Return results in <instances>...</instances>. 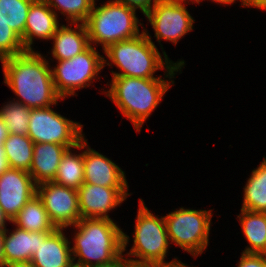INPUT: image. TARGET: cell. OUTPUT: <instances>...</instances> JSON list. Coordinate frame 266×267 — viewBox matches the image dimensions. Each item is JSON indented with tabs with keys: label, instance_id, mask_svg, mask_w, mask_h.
<instances>
[{
	"label": "cell",
	"instance_id": "1",
	"mask_svg": "<svg viewBox=\"0 0 266 267\" xmlns=\"http://www.w3.org/2000/svg\"><path fill=\"white\" fill-rule=\"evenodd\" d=\"M4 83L20 97L15 102L30 109L56 105L62 99L56 92L52 68L40 53L33 50L1 60Z\"/></svg>",
	"mask_w": 266,
	"mask_h": 267
},
{
	"label": "cell",
	"instance_id": "2",
	"mask_svg": "<svg viewBox=\"0 0 266 267\" xmlns=\"http://www.w3.org/2000/svg\"><path fill=\"white\" fill-rule=\"evenodd\" d=\"M74 227L78 229L71 248L74 267L111 263L123 255L129 242V236L112 219L82 218Z\"/></svg>",
	"mask_w": 266,
	"mask_h": 267
},
{
	"label": "cell",
	"instance_id": "3",
	"mask_svg": "<svg viewBox=\"0 0 266 267\" xmlns=\"http://www.w3.org/2000/svg\"><path fill=\"white\" fill-rule=\"evenodd\" d=\"M104 53L117 68L121 69L119 73L112 71L113 76L161 78L153 75L157 70L166 68L165 77L171 79L176 74L175 72L181 71V67L185 64L184 60L172 63L165 51L163 52L165 61H163L164 59L145 29L136 37L109 45Z\"/></svg>",
	"mask_w": 266,
	"mask_h": 267
},
{
	"label": "cell",
	"instance_id": "4",
	"mask_svg": "<svg viewBox=\"0 0 266 267\" xmlns=\"http://www.w3.org/2000/svg\"><path fill=\"white\" fill-rule=\"evenodd\" d=\"M174 83L162 78L142 79L136 77L113 76L106 96L116 104L140 132L145 120L157 108L162 97Z\"/></svg>",
	"mask_w": 266,
	"mask_h": 267
},
{
	"label": "cell",
	"instance_id": "5",
	"mask_svg": "<svg viewBox=\"0 0 266 267\" xmlns=\"http://www.w3.org/2000/svg\"><path fill=\"white\" fill-rule=\"evenodd\" d=\"M93 4L90 15L84 22L90 45H109L140 35L136 9L117 1H109L100 7Z\"/></svg>",
	"mask_w": 266,
	"mask_h": 267
},
{
	"label": "cell",
	"instance_id": "6",
	"mask_svg": "<svg viewBox=\"0 0 266 267\" xmlns=\"http://www.w3.org/2000/svg\"><path fill=\"white\" fill-rule=\"evenodd\" d=\"M136 218L134 244L127 253L128 256L139 257V260L129 259L131 263L149 264L153 262H165L170 244L166 231L164 217L153 215L145 206L142 199L139 202Z\"/></svg>",
	"mask_w": 266,
	"mask_h": 267
},
{
	"label": "cell",
	"instance_id": "7",
	"mask_svg": "<svg viewBox=\"0 0 266 267\" xmlns=\"http://www.w3.org/2000/svg\"><path fill=\"white\" fill-rule=\"evenodd\" d=\"M79 122L68 120L52 108L31 109L28 136L34 143H57L69 148L84 149L88 146ZM87 145V146H86Z\"/></svg>",
	"mask_w": 266,
	"mask_h": 267
},
{
	"label": "cell",
	"instance_id": "8",
	"mask_svg": "<svg viewBox=\"0 0 266 267\" xmlns=\"http://www.w3.org/2000/svg\"><path fill=\"white\" fill-rule=\"evenodd\" d=\"M211 210L180 208L164 216L169 240L192 256L203 253L209 242Z\"/></svg>",
	"mask_w": 266,
	"mask_h": 267
},
{
	"label": "cell",
	"instance_id": "9",
	"mask_svg": "<svg viewBox=\"0 0 266 267\" xmlns=\"http://www.w3.org/2000/svg\"><path fill=\"white\" fill-rule=\"evenodd\" d=\"M106 61L92 45L71 59L58 61V65L51 69L57 94L65 99L75 95V90L89 87L105 64L112 65Z\"/></svg>",
	"mask_w": 266,
	"mask_h": 267
},
{
	"label": "cell",
	"instance_id": "10",
	"mask_svg": "<svg viewBox=\"0 0 266 267\" xmlns=\"http://www.w3.org/2000/svg\"><path fill=\"white\" fill-rule=\"evenodd\" d=\"M185 3L179 0H159L144 15L152 25L159 43L164 39L177 44L181 37L193 30L195 20L186 10Z\"/></svg>",
	"mask_w": 266,
	"mask_h": 267
},
{
	"label": "cell",
	"instance_id": "11",
	"mask_svg": "<svg viewBox=\"0 0 266 267\" xmlns=\"http://www.w3.org/2000/svg\"><path fill=\"white\" fill-rule=\"evenodd\" d=\"M36 194L57 229L74 226L82 219L77 190L49 181L36 185Z\"/></svg>",
	"mask_w": 266,
	"mask_h": 267
},
{
	"label": "cell",
	"instance_id": "12",
	"mask_svg": "<svg viewBox=\"0 0 266 267\" xmlns=\"http://www.w3.org/2000/svg\"><path fill=\"white\" fill-rule=\"evenodd\" d=\"M128 187H104L83 183L78 191L81 218L111 219L108 212L119 206L130 194Z\"/></svg>",
	"mask_w": 266,
	"mask_h": 267
},
{
	"label": "cell",
	"instance_id": "13",
	"mask_svg": "<svg viewBox=\"0 0 266 267\" xmlns=\"http://www.w3.org/2000/svg\"><path fill=\"white\" fill-rule=\"evenodd\" d=\"M34 195L36 184L28 171L9 168L0 175V205L11 221Z\"/></svg>",
	"mask_w": 266,
	"mask_h": 267
},
{
	"label": "cell",
	"instance_id": "14",
	"mask_svg": "<svg viewBox=\"0 0 266 267\" xmlns=\"http://www.w3.org/2000/svg\"><path fill=\"white\" fill-rule=\"evenodd\" d=\"M84 183L104 187H128L124 171L112 160L91 149L83 152Z\"/></svg>",
	"mask_w": 266,
	"mask_h": 267
},
{
	"label": "cell",
	"instance_id": "15",
	"mask_svg": "<svg viewBox=\"0 0 266 267\" xmlns=\"http://www.w3.org/2000/svg\"><path fill=\"white\" fill-rule=\"evenodd\" d=\"M62 230L56 229L44 240H39L37 252L30 260L35 267H74L71 242Z\"/></svg>",
	"mask_w": 266,
	"mask_h": 267
},
{
	"label": "cell",
	"instance_id": "16",
	"mask_svg": "<svg viewBox=\"0 0 266 267\" xmlns=\"http://www.w3.org/2000/svg\"><path fill=\"white\" fill-rule=\"evenodd\" d=\"M58 22L55 10L42 0H35L29 8L24 35L21 38L25 50H33L31 45L34 37L51 40L60 26Z\"/></svg>",
	"mask_w": 266,
	"mask_h": 267
},
{
	"label": "cell",
	"instance_id": "17",
	"mask_svg": "<svg viewBox=\"0 0 266 267\" xmlns=\"http://www.w3.org/2000/svg\"><path fill=\"white\" fill-rule=\"evenodd\" d=\"M50 233L52 232H30L16 227L8 234L6 229L3 243L4 265L30 262L32 255L37 252L39 240H44Z\"/></svg>",
	"mask_w": 266,
	"mask_h": 267
},
{
	"label": "cell",
	"instance_id": "18",
	"mask_svg": "<svg viewBox=\"0 0 266 267\" xmlns=\"http://www.w3.org/2000/svg\"><path fill=\"white\" fill-rule=\"evenodd\" d=\"M67 149L65 145L57 143L34 144L29 174L36 185L54 180L61 158Z\"/></svg>",
	"mask_w": 266,
	"mask_h": 267
},
{
	"label": "cell",
	"instance_id": "19",
	"mask_svg": "<svg viewBox=\"0 0 266 267\" xmlns=\"http://www.w3.org/2000/svg\"><path fill=\"white\" fill-rule=\"evenodd\" d=\"M70 24L77 26L73 29L72 26L61 25L51 38L54 41L52 55L58 61L71 59L90 46L85 23Z\"/></svg>",
	"mask_w": 266,
	"mask_h": 267
},
{
	"label": "cell",
	"instance_id": "20",
	"mask_svg": "<svg viewBox=\"0 0 266 267\" xmlns=\"http://www.w3.org/2000/svg\"><path fill=\"white\" fill-rule=\"evenodd\" d=\"M11 222L16 227L30 232H53L57 229L37 194L23 206Z\"/></svg>",
	"mask_w": 266,
	"mask_h": 267
},
{
	"label": "cell",
	"instance_id": "21",
	"mask_svg": "<svg viewBox=\"0 0 266 267\" xmlns=\"http://www.w3.org/2000/svg\"><path fill=\"white\" fill-rule=\"evenodd\" d=\"M238 218L250 245L243 253L266 254V212L241 209Z\"/></svg>",
	"mask_w": 266,
	"mask_h": 267
},
{
	"label": "cell",
	"instance_id": "22",
	"mask_svg": "<svg viewBox=\"0 0 266 267\" xmlns=\"http://www.w3.org/2000/svg\"><path fill=\"white\" fill-rule=\"evenodd\" d=\"M34 144L28 135L9 134L3 143L9 167L29 172L32 166Z\"/></svg>",
	"mask_w": 266,
	"mask_h": 267
},
{
	"label": "cell",
	"instance_id": "23",
	"mask_svg": "<svg viewBox=\"0 0 266 267\" xmlns=\"http://www.w3.org/2000/svg\"><path fill=\"white\" fill-rule=\"evenodd\" d=\"M254 212H266V158L252 171L244 187L242 208Z\"/></svg>",
	"mask_w": 266,
	"mask_h": 267
},
{
	"label": "cell",
	"instance_id": "24",
	"mask_svg": "<svg viewBox=\"0 0 266 267\" xmlns=\"http://www.w3.org/2000/svg\"><path fill=\"white\" fill-rule=\"evenodd\" d=\"M71 149L63 154L53 182L78 190L84 183L83 152L75 154Z\"/></svg>",
	"mask_w": 266,
	"mask_h": 267
},
{
	"label": "cell",
	"instance_id": "25",
	"mask_svg": "<svg viewBox=\"0 0 266 267\" xmlns=\"http://www.w3.org/2000/svg\"><path fill=\"white\" fill-rule=\"evenodd\" d=\"M35 0H0V18L21 38L24 35L27 14Z\"/></svg>",
	"mask_w": 266,
	"mask_h": 267
},
{
	"label": "cell",
	"instance_id": "26",
	"mask_svg": "<svg viewBox=\"0 0 266 267\" xmlns=\"http://www.w3.org/2000/svg\"><path fill=\"white\" fill-rule=\"evenodd\" d=\"M31 109L15 100L0 109V115L9 134L27 135Z\"/></svg>",
	"mask_w": 266,
	"mask_h": 267
},
{
	"label": "cell",
	"instance_id": "27",
	"mask_svg": "<svg viewBox=\"0 0 266 267\" xmlns=\"http://www.w3.org/2000/svg\"><path fill=\"white\" fill-rule=\"evenodd\" d=\"M52 10L61 11L70 23H84L92 10L95 0H42ZM54 8V9H53Z\"/></svg>",
	"mask_w": 266,
	"mask_h": 267
},
{
	"label": "cell",
	"instance_id": "28",
	"mask_svg": "<svg viewBox=\"0 0 266 267\" xmlns=\"http://www.w3.org/2000/svg\"><path fill=\"white\" fill-rule=\"evenodd\" d=\"M25 51L21 37L0 18V60Z\"/></svg>",
	"mask_w": 266,
	"mask_h": 267
},
{
	"label": "cell",
	"instance_id": "29",
	"mask_svg": "<svg viewBox=\"0 0 266 267\" xmlns=\"http://www.w3.org/2000/svg\"><path fill=\"white\" fill-rule=\"evenodd\" d=\"M238 267H266V254L242 252Z\"/></svg>",
	"mask_w": 266,
	"mask_h": 267
},
{
	"label": "cell",
	"instance_id": "30",
	"mask_svg": "<svg viewBox=\"0 0 266 267\" xmlns=\"http://www.w3.org/2000/svg\"><path fill=\"white\" fill-rule=\"evenodd\" d=\"M134 9H140L145 15L159 0H115ZM153 2V3H152Z\"/></svg>",
	"mask_w": 266,
	"mask_h": 267
},
{
	"label": "cell",
	"instance_id": "31",
	"mask_svg": "<svg viewBox=\"0 0 266 267\" xmlns=\"http://www.w3.org/2000/svg\"><path fill=\"white\" fill-rule=\"evenodd\" d=\"M150 267H188V265L182 263L179 260H171L169 263L168 262H153L148 264Z\"/></svg>",
	"mask_w": 266,
	"mask_h": 267
},
{
	"label": "cell",
	"instance_id": "32",
	"mask_svg": "<svg viewBox=\"0 0 266 267\" xmlns=\"http://www.w3.org/2000/svg\"><path fill=\"white\" fill-rule=\"evenodd\" d=\"M130 261L128 258H124L122 255L111 263L103 265H95L92 267H127Z\"/></svg>",
	"mask_w": 266,
	"mask_h": 267
},
{
	"label": "cell",
	"instance_id": "33",
	"mask_svg": "<svg viewBox=\"0 0 266 267\" xmlns=\"http://www.w3.org/2000/svg\"><path fill=\"white\" fill-rule=\"evenodd\" d=\"M9 168L10 167L8 161L6 160L3 143H0V175Z\"/></svg>",
	"mask_w": 266,
	"mask_h": 267
},
{
	"label": "cell",
	"instance_id": "34",
	"mask_svg": "<svg viewBox=\"0 0 266 267\" xmlns=\"http://www.w3.org/2000/svg\"><path fill=\"white\" fill-rule=\"evenodd\" d=\"M8 135L9 133H8L6 124L3 122L1 115H0V143H4Z\"/></svg>",
	"mask_w": 266,
	"mask_h": 267
},
{
	"label": "cell",
	"instance_id": "35",
	"mask_svg": "<svg viewBox=\"0 0 266 267\" xmlns=\"http://www.w3.org/2000/svg\"><path fill=\"white\" fill-rule=\"evenodd\" d=\"M217 2V3H220V4H232L234 3L236 0H212V2ZM242 1V5L245 7H250V0H241ZM193 2H197L198 4H200V0H194Z\"/></svg>",
	"mask_w": 266,
	"mask_h": 267
},
{
	"label": "cell",
	"instance_id": "36",
	"mask_svg": "<svg viewBox=\"0 0 266 267\" xmlns=\"http://www.w3.org/2000/svg\"><path fill=\"white\" fill-rule=\"evenodd\" d=\"M4 237H5V230H0V267L4 266V258H3Z\"/></svg>",
	"mask_w": 266,
	"mask_h": 267
},
{
	"label": "cell",
	"instance_id": "37",
	"mask_svg": "<svg viewBox=\"0 0 266 267\" xmlns=\"http://www.w3.org/2000/svg\"><path fill=\"white\" fill-rule=\"evenodd\" d=\"M9 221L11 222V220L8 218V216L4 213L1 205H0V230H6V226H5V222Z\"/></svg>",
	"mask_w": 266,
	"mask_h": 267
},
{
	"label": "cell",
	"instance_id": "38",
	"mask_svg": "<svg viewBox=\"0 0 266 267\" xmlns=\"http://www.w3.org/2000/svg\"><path fill=\"white\" fill-rule=\"evenodd\" d=\"M250 7L266 10V0H250Z\"/></svg>",
	"mask_w": 266,
	"mask_h": 267
},
{
	"label": "cell",
	"instance_id": "39",
	"mask_svg": "<svg viewBox=\"0 0 266 267\" xmlns=\"http://www.w3.org/2000/svg\"><path fill=\"white\" fill-rule=\"evenodd\" d=\"M4 267H35L31 262H15L4 265Z\"/></svg>",
	"mask_w": 266,
	"mask_h": 267
},
{
	"label": "cell",
	"instance_id": "40",
	"mask_svg": "<svg viewBox=\"0 0 266 267\" xmlns=\"http://www.w3.org/2000/svg\"><path fill=\"white\" fill-rule=\"evenodd\" d=\"M127 267H150L148 264L129 263Z\"/></svg>",
	"mask_w": 266,
	"mask_h": 267
}]
</instances>
